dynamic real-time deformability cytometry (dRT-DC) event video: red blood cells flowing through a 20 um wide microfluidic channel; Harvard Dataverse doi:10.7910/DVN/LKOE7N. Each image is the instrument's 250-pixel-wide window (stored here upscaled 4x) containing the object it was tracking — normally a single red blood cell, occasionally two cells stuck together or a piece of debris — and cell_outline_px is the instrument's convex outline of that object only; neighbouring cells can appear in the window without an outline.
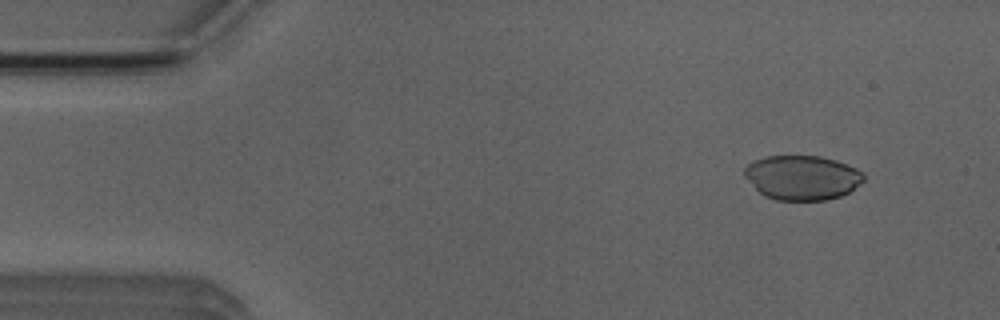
{"species": "Egyptian fruit bat (a non-hibernating species)", "species_latin": "Rousettus aegyptiacus", "temperature_condition": "room temperature", "stored_images_in_passage": 4, "camera_frame_rate_fps": 3000, "um_per_image_px": 0.085, "animal": {"sex": "male"}, "frame": {"image": 1, "passage_image": 1, "time_ms": 0.0, "image_size_px": [1000, 320], "cell_outline_px": [[864, 180], [860, 184], [848, 192], [840, 196], [824, 200], [776, 200], [764, 196], [744, 176], [744, 168], [748, 164], [756, 160], [768, 156], [820, 156], [836, 160], [856, 168], [864, 176]], "centroid_in_image_um": [68.18, 15.09], "position_along_channel_um": 16.8, "area_um2": 30.69}}